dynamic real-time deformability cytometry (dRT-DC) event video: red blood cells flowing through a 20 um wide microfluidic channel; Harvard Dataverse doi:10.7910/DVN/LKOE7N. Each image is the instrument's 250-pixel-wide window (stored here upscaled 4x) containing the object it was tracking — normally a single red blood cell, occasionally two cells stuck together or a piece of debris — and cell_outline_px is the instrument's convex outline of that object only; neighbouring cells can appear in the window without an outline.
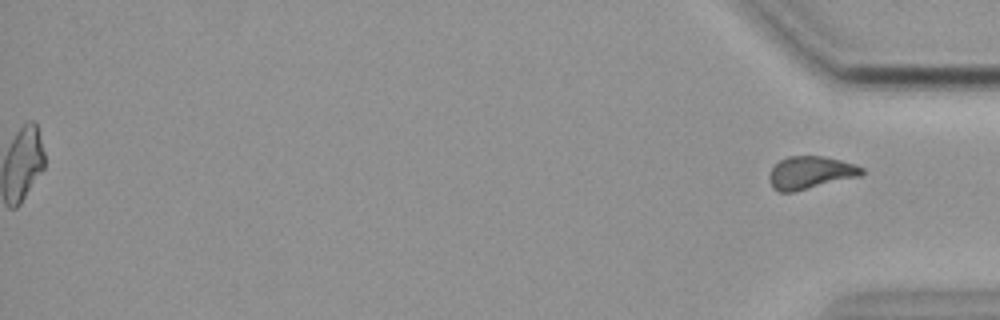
{"species": "common noctule bat (a hibernating species)", "species_latin": "Nyctalus noctula", "temperature_condition": "cold", "stored_images_in_passage": 51, "segment_of_instrument_passage": [2, 2], "camera_frame_rate_fps": 3000, "um_per_image_px": 0.085, "animal": {"sex": "female", "body_mass_g": 19.9}, "frame": {"image": 1, "passage_image": 51, "time_ms": 16.667, "image_size_px": [1000, 320], "cell_outline_px": [[864, 172], [860, 176], [792, 192], [780, 192], [772, 188], [768, 180], [768, 172], [780, 160], [788, 156], [824, 156], [856, 164], [864, 168]], "centroid_in_image_um": [68.86, 14.67], "position_along_channel_um": 366.3, "area_um2": 17.69}}